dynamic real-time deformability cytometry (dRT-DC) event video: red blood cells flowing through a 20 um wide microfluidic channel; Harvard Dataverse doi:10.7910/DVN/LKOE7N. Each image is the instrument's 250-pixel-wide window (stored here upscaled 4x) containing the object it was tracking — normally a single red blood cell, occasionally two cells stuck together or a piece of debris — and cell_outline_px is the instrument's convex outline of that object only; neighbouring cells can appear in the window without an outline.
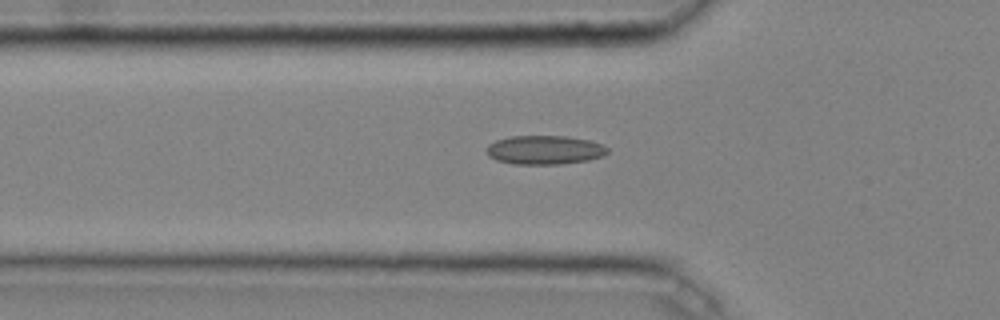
{"species": "common noctule bat (a hibernating species)", "species_latin": "Nyctalus noctula", "temperature_condition": "cold", "stored_images_in_passage": 31, "camera_frame_rate_fps": 3000, "um_per_image_px": 0.085, "animal": {"sex": "male", "body_mass_g": 20.4}, "frame": {"image": 1, "passage_image": 2, "time_ms": 0.333, "image_size_px": [1000, 320], "cell_outline_px": [[608, 152], [604, 156], [588, 160], [560, 164], [512, 164], [496, 160], [488, 156], [488, 144], [496, 140], [512, 136], [568, 136], [592, 140], [608, 148]], "centroid_in_image_um": [46.31, 12.74], "position_along_channel_um": 79.5, "area_um2": 20.46}}
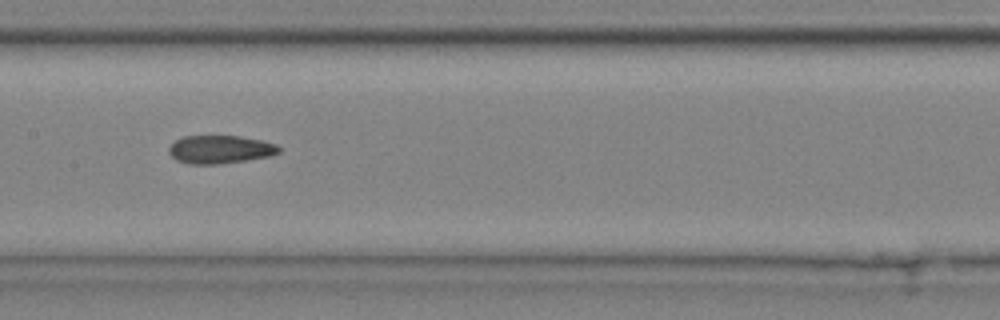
{"frame": {"image": 2, "passage_image": 10, "time_ms": 3.0, "image_size_px": [1000, 320], "cell_outline_px": [[284, 148], [280, 152], [268, 156], [220, 164], [188, 164], [176, 160], [168, 152], [168, 148], [176, 140], [184, 136], [240, 136], [264, 140], [276, 144]], "centroid_in_image_um": [18.73, 12.69], "position_along_channel_um": 188.7, "area_um2": 18.15}}
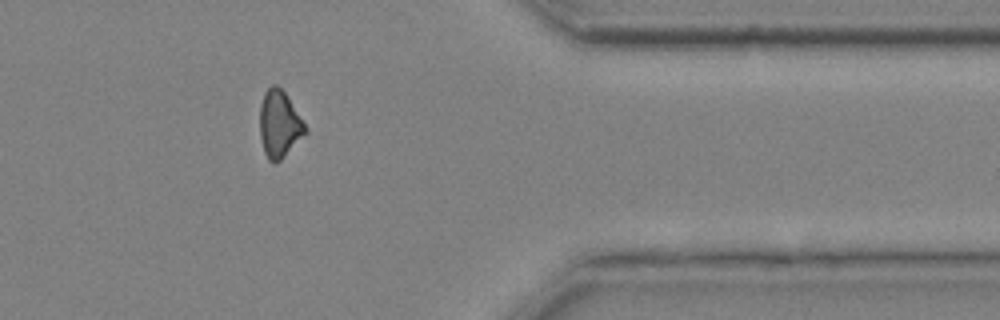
{"frame": {"image": 3, "passage_image": 26, "time_ms": 8.333, "image_size_px": [1000, 320], "cell_outline_px": [[308, 132], [280, 160], [272, 164], [268, 160], [264, 152], [260, 136], [260, 104], [264, 92], [272, 84], [276, 84], [284, 92], [308, 128]], "centroid_in_image_um": [23.74, 10.56], "position_along_channel_um": 387.7, "area_um2": 17.74}, "authors_computed_cell_mechanics": {"area_um2": 18.1492, "velocity_mm_per_s": 4.0716, "shape_relaxation_time_tau1_ms": null, "shape_relaxation_time_tau2_ms": 3.6625, "deformation_change_tau1": null, "deformation_change_tau2": 0.1062}}